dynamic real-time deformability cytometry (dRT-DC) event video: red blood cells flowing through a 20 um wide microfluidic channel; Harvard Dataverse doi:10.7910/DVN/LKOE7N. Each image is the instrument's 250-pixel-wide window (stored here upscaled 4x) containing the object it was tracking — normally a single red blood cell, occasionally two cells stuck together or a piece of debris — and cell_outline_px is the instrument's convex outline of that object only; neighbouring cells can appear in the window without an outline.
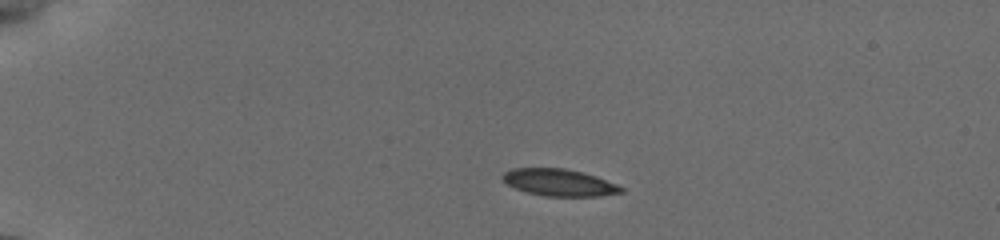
{"species": "common noctule bat (a hibernating species)", "species_latin": "Nyctalus noctula", "temperature_condition": "cold", "stored_images_in_passage": 34, "camera_frame_rate_fps": 3000, "um_per_image_px": 0.085, "animal": {"sex": "female", "body_mass_g": 19.5, "forearm_length_mm": 54.1}, "frame": {"image": 1, "passage_image": 4, "time_ms": 2.0, "image_size_px": [1000, 240], "cell_outline_px": [[624, 192], [600, 196], [544, 196], [528, 192], [516, 188], [508, 184], [500, 176], [504, 172], [512, 168], [564, 168], [596, 176], [616, 184], [624, 188]], "centroid_in_image_um": [47.53, 15.51], "position_along_channel_um": 37.5, "area_um2": 18.5}}
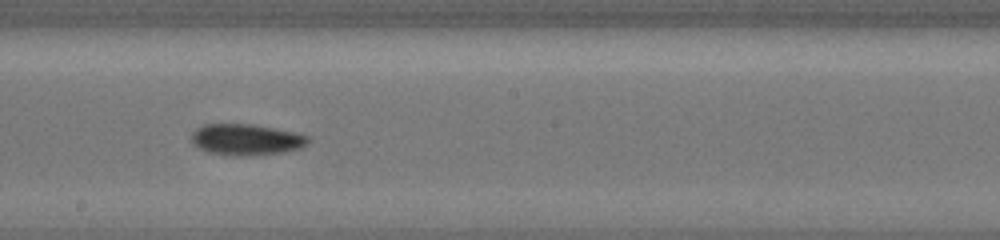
{"frame": {"image": 2, "passage_image": 22, "time_ms": 8.667, "image_size_px": [1000, 240], "cell_outline_px": [[308, 144], [300, 148], [284, 152], [252, 156], [232, 156], [208, 152], [192, 144], [192, 132], [196, 128], [204, 124], [252, 124], [292, 132], [308, 136]], "centroid_in_image_um": [20.9, 11.88], "position_along_channel_um": 227.3, "area_um2": 21.21}}
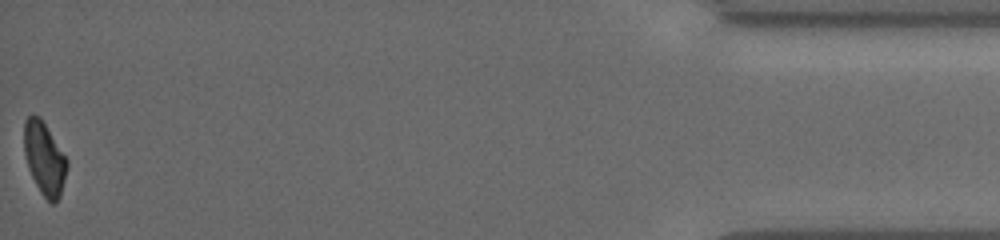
{"frame": {"image": 3, "passage_image": 34, "time_ms": 16.0, "image_size_px": [1000, 240], "cell_outline_px": [[68, 168], [60, 196], [52, 204], [40, 192], [28, 168], [24, 152], [24, 120], [28, 116], [40, 116], [68, 160]], "centroid_in_image_um": [3.78, 13.46], "position_along_channel_um": 431.4, "area_um2": 18.09}, "authors_computed_cell_mechanics": {"area_um2": 20.2011, "velocity_mm_per_s": 3.8525, "shape_relaxation_time_tau1_ms": 5.2445, "shape_relaxation_time_tau2_ms": 6.9195, "deformation_change_tau1": 0.1324, "deformation_change_tau2": 0.0971}}